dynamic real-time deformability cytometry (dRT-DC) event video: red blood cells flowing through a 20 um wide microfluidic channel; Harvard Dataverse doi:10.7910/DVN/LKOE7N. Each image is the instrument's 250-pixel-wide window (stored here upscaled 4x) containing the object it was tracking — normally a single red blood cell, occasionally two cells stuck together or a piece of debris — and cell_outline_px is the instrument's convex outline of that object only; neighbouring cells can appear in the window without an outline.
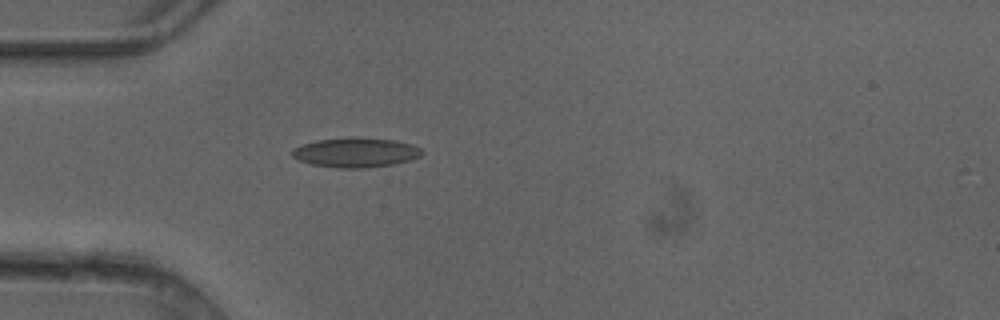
{"species": "common noctule bat (a hibernating species)", "species_latin": "Nyctalus noctula", "temperature_condition": "cold", "stored_images_in_passage": 5, "camera_frame_rate_fps": 3000, "um_per_image_px": 0.085, "animal": {"sex": "female"}, "frame": {"image": 1, "passage_image": 5, "time_ms": 1.333, "image_size_px": [1000, 320], "cell_outline_px": [[424, 152], [420, 156], [412, 160], [392, 164], [364, 168], [336, 168], [312, 164], [296, 160], [292, 156], [292, 148], [316, 140], [352, 136], [360, 136], [392, 140], [412, 144], [420, 148]], "centroid_in_image_um": [30.22, 12.95], "position_along_channel_um": 54.8, "area_um2": 22.72}}